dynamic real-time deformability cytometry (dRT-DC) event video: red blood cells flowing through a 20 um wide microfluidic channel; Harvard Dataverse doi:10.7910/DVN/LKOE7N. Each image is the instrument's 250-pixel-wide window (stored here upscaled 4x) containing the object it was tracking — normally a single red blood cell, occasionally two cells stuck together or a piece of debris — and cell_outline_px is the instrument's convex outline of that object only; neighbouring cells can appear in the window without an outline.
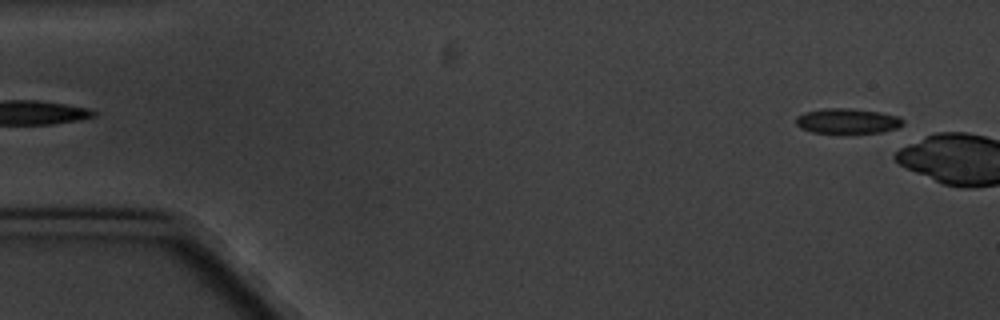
{"species": "common noctule bat (a hibernating species)", "species_latin": "Nyctalus noctula", "temperature_condition": "cold", "stored_images_in_passage": 4, "segment_of_instrument_passage": [2, 2], "camera_frame_rate_fps": 3000, "um_per_image_px": 0.085, "animal": {"sex": "male", "body_mass_g": 20.1, "forearm_length_mm": 53.5}, "frame": {"image": 1, "passage_image": 4, "time_ms": 3.667, "image_size_px": [1000, 320], "cell_outline_px": [[904, 124], [896, 128], [880, 132], [844, 136], [812, 132], [800, 128], [796, 124], [796, 116], [804, 112], [824, 108], [848, 108], [880, 112], [900, 116], [904, 120]], "centroid_in_image_um": [72.02, 10.33], "position_along_channel_um": 13.0, "area_um2": 16.53}}